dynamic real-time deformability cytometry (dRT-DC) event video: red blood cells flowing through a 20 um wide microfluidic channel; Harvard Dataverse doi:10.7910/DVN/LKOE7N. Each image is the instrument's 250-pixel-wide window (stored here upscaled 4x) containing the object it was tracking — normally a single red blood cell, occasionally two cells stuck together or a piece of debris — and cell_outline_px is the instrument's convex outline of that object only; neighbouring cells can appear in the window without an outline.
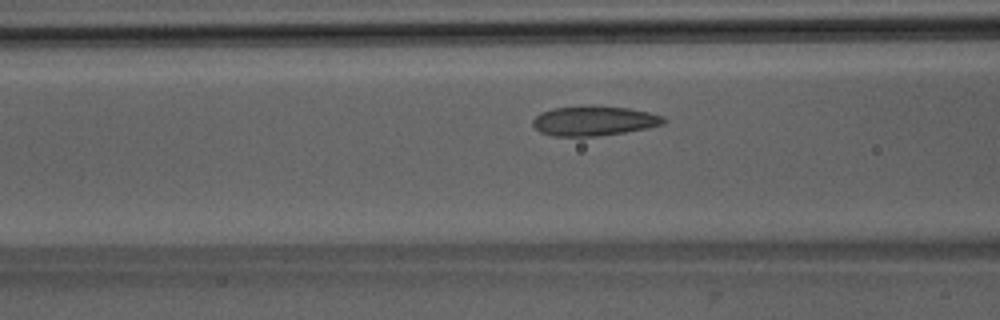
{"species": "Egyptian fruit bat (a non-hibernating species)", "species_latin": "Rousettus aegyptiacus", "temperature_condition": "room temperature", "stored_images_in_passage": 44, "camera_frame_rate_fps": 3000, "um_per_image_px": 0.085, "animal": {"sex": "male"}, "frame": {"image": 1, "passage_image": 13, "time_ms": 4.0, "image_size_px": [1000, 320], "cell_outline_px": [[668, 120], [664, 124], [648, 128], [624, 132], [596, 136], [552, 136], [540, 132], [532, 124], [532, 120], [540, 112], [552, 108], [628, 108], [648, 112], [664, 116]], "centroid_in_image_um": [50.5, 10.31], "position_along_channel_um": 116.1, "area_um2": 21.96}}
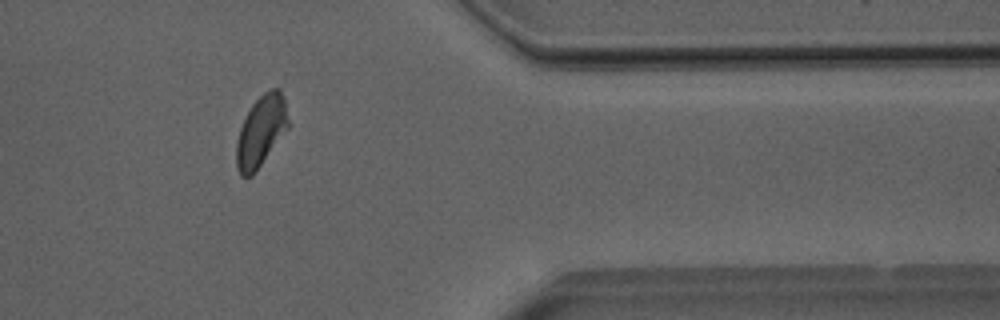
{"frame": {"image": 2, "passage_image": 35, "time_ms": 11.333, "image_size_px": [1000, 320], "cell_outline_px": [[288, 128], [252, 176], [240, 176], [236, 168], [236, 140], [240, 128], [252, 104], [264, 92], [272, 88], [280, 88], [284, 100], [288, 120]], "centroid_in_image_um": [22.16, 11.16], "position_along_channel_um": 389.2, "area_um2": 21.15}}
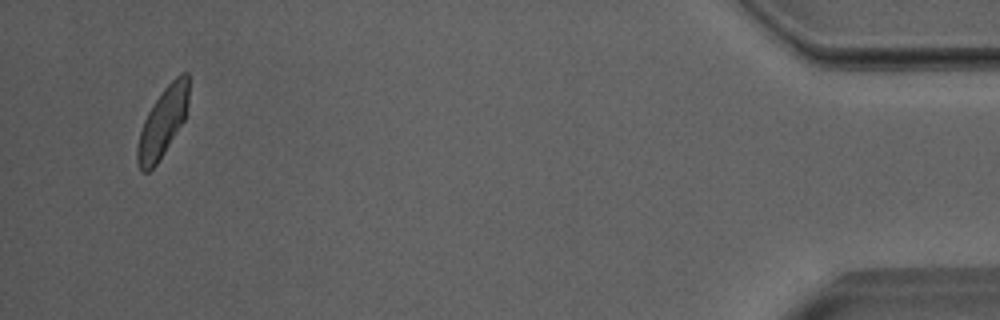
{"frame": {"image": 3, "passage_image": 42, "time_ms": 13.667, "image_size_px": [1000, 320], "cell_outline_px": [[188, 100], [184, 120], [164, 152], [156, 164], [148, 172], [140, 172], [136, 160], [136, 148], [140, 132], [144, 120], [148, 112], [164, 88], [180, 72], [188, 72]], "centroid_in_image_um": [13.81, 10.41], "position_along_channel_um": 421.4, "area_um2": 20.4}, "authors_computed_cell_mechanics": {"area_um2": 21.6172, "velocity_mm_per_s": 3.969, "shape_relaxation_time_tau1_ms": 4.272, "shape_relaxation_time_tau2_ms": 0.9467, "deformation_change_tau1": 0.125, "deformation_change_tau2": 0.0781}}